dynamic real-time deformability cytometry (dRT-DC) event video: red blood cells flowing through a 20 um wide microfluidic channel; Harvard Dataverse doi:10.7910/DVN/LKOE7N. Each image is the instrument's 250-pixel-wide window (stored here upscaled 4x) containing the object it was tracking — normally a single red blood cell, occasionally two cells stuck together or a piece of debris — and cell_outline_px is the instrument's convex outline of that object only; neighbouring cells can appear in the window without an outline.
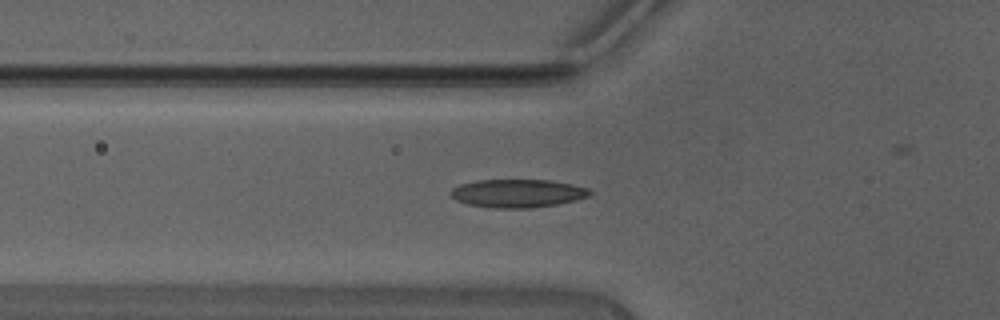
{"species": "Egyptian fruit bat (a non-hibernating species)", "species_latin": "Rousettus aegyptiacus", "temperature_condition": "warm", "stored_images_in_passage": 30, "camera_frame_rate_fps": 3000, "um_per_image_px": 0.085, "animal": {"sex": "male"}, "frame": {"image": 1, "passage_image": 2, "time_ms": 0.333, "image_size_px": [1000, 320], "cell_outline_px": [[588, 192], [580, 196], [548, 204], [480, 204], [464, 200], [472, 184], [488, 180], [536, 180], [560, 184], [576, 188]], "centroid_in_image_um": [44.23, 16.35], "position_along_channel_um": 81.6, "area_um2": 16.94}}
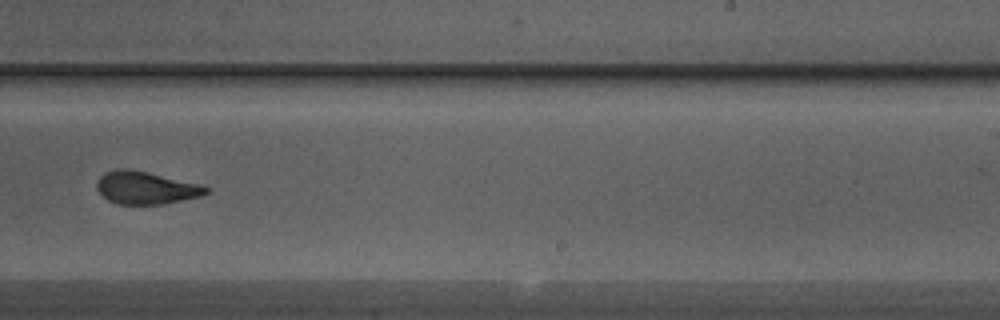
{"frame": {"image": 2, "passage_image": 15, "time_ms": 4.667, "image_size_px": [1000, 320], "cell_outline_px": [[204, 192], [192, 196], [172, 200], [144, 204], [128, 204], [116, 200], [108, 196], [100, 188], [100, 180], [104, 176], [112, 172], [140, 172], [204, 188]], "centroid_in_image_um": [12.32, 16.0], "position_along_channel_um": 276.7, "area_um2": 16.7}}
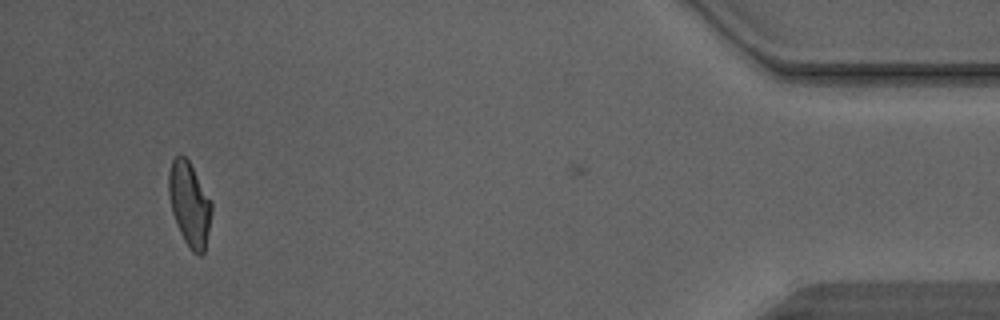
{"frame": {"image": 3, "passage_image": 29, "time_ms": 9.333, "image_size_px": [1000, 320], "cell_outline_px": [[208, 224], [204, 248], [200, 252], [192, 248], [184, 236], [180, 228], [172, 204], [172, 164], [180, 156], [188, 164], [208, 200]], "centroid_in_image_um": [16.12, 17.4], "position_along_channel_um": 419.1, "area_um2": 16.88}}